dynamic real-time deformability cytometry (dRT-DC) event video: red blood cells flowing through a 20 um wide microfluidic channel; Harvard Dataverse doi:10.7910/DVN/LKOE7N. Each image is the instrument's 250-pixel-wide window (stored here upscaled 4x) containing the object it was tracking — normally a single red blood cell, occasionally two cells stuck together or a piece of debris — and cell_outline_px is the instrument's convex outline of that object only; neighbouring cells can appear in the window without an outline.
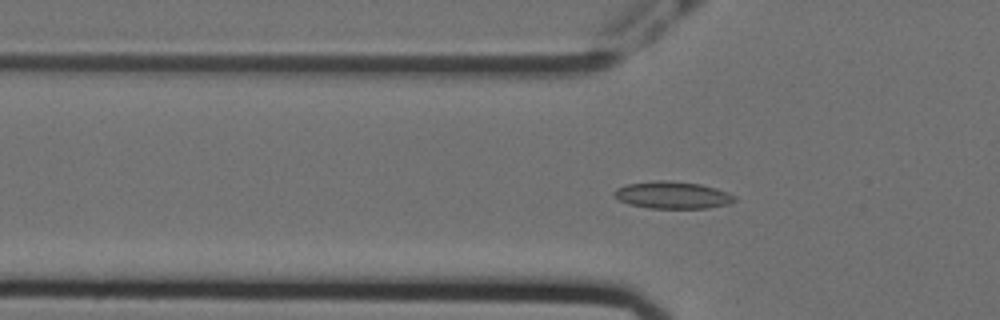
{"species": "Egyptian fruit bat (a non-hibernating species)", "species_latin": "Rousettus aegyptiacus", "temperature_condition": "cold", "stored_images_in_passage": 58, "camera_frame_rate_fps": 3000, "um_per_image_px": 0.085, "animal": {"sex": "female"}, "frame": {"image": 1, "passage_image": 19, "time_ms": 6.0, "image_size_px": [1000, 320], "cell_outline_px": [[736, 200], [728, 204], [708, 208], [648, 208], [628, 204], [612, 196], [612, 192], [616, 188], [628, 184], [656, 180], [668, 180], [700, 184], [716, 188], [728, 192], [736, 196]], "centroid_in_image_um": [57.15, 16.58], "position_along_channel_um": 68.7, "area_um2": 19.19}}
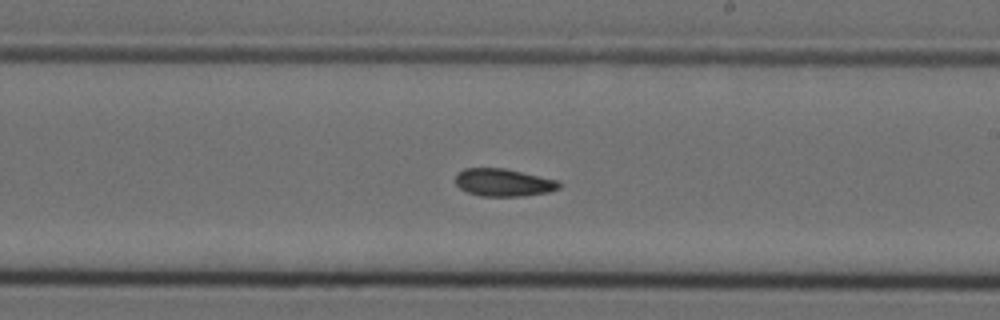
{"frame": {"image": 2, "passage_image": 34, "time_ms": 11.0, "image_size_px": [1000, 320], "cell_outline_px": [[560, 188], [548, 192], [524, 196], [480, 196], [468, 192], [460, 188], [456, 184], [456, 172], [464, 168], [504, 168], [560, 180]], "centroid_in_image_um": [42.8, 15.51], "position_along_channel_um": 246.2, "area_um2": 16.82}}
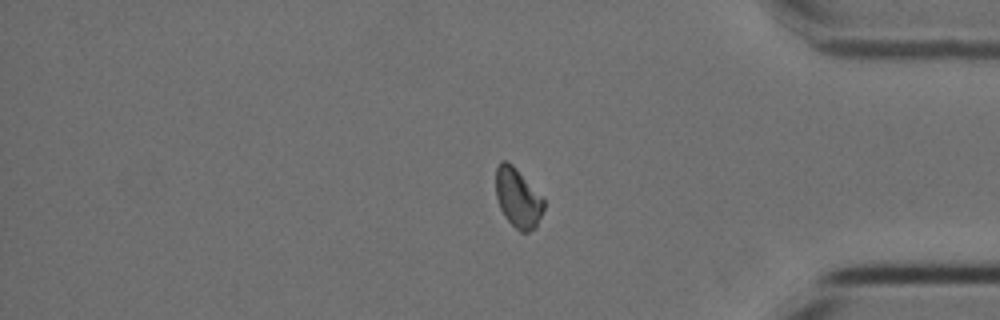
{"frame": {"image": 3, "passage_image": 48, "time_ms": 15.667, "image_size_px": [1000, 320], "cell_outline_px": [[544, 208], [536, 228], [528, 232], [520, 232], [504, 216], [500, 208], [496, 196], [496, 168], [500, 160], [504, 160], [512, 164], [516, 168], [544, 200]], "centroid_in_image_um": [44.0, 16.83], "position_along_channel_um": 391.2, "area_um2": 16.42}, "authors_computed_cell_mechanics": {"area_um2": 16.7909, "velocity_mm_per_s": 3.5507, "shape_relaxation_time_tau1_ms": null, "shape_relaxation_time_tau2_ms": 4.8031, "deformation_change_tau1": null, "deformation_change_tau2": 0.0721}}